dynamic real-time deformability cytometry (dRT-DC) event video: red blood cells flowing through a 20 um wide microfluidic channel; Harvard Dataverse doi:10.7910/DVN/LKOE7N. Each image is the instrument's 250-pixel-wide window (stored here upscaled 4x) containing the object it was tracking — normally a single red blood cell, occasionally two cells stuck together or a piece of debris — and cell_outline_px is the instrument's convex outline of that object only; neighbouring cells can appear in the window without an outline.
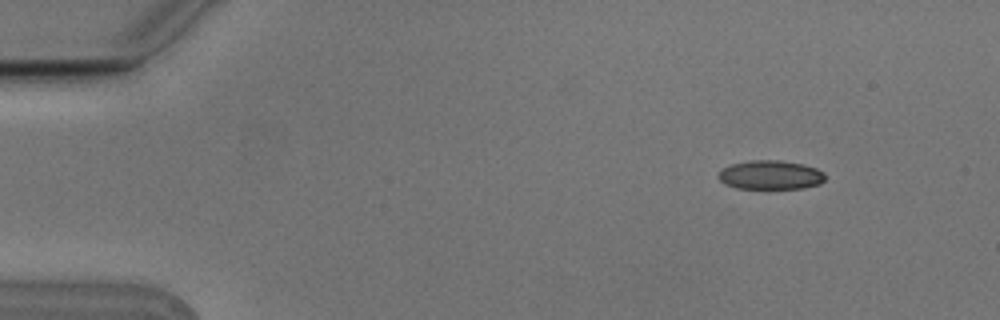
{"species": "Egyptian fruit bat (a non-hibernating species)", "species_latin": "Rousettus aegyptiacus", "temperature_condition": "cold", "stored_images_in_passage": 5, "camera_frame_rate_fps": 3000, "um_per_image_px": 0.085, "animal": {"sex": "male"}, "frame": {"image": 1, "passage_image": 1, "time_ms": 0.0, "image_size_px": [1000, 320], "cell_outline_px": [[824, 180], [820, 184], [804, 188], [736, 188], [724, 184], [716, 176], [724, 168], [732, 164], [752, 160], [780, 160], [804, 164], [816, 168], [824, 172]], "centroid_in_image_um": [65.5, 14.87], "position_along_channel_um": 19.5, "area_um2": 18.03}}
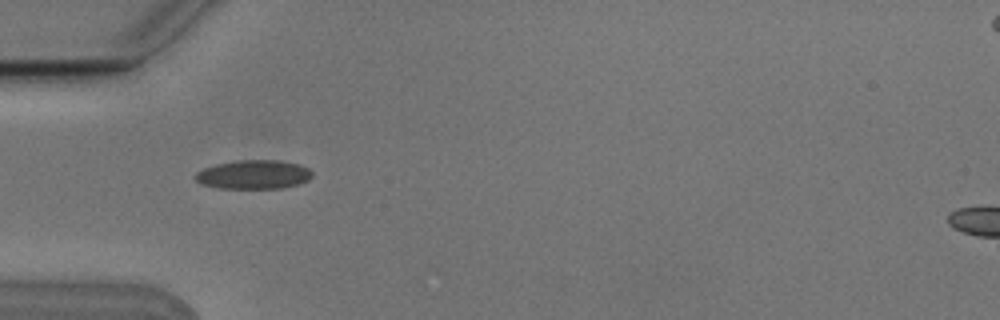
{"frame": {"image": 2, "passage_image": 4, "time_ms": 1.0, "image_size_px": [1000, 320], "cell_outline_px": [[312, 176], [308, 180], [300, 184], [280, 188], [220, 188], [204, 184], [196, 180], [196, 172], [204, 168], [216, 164], [240, 160], [280, 160], [300, 164], [308, 168], [312, 172]], "centroid_in_image_um": [21.61, 14.83], "position_along_channel_um": 63.4, "area_um2": 19.59}}